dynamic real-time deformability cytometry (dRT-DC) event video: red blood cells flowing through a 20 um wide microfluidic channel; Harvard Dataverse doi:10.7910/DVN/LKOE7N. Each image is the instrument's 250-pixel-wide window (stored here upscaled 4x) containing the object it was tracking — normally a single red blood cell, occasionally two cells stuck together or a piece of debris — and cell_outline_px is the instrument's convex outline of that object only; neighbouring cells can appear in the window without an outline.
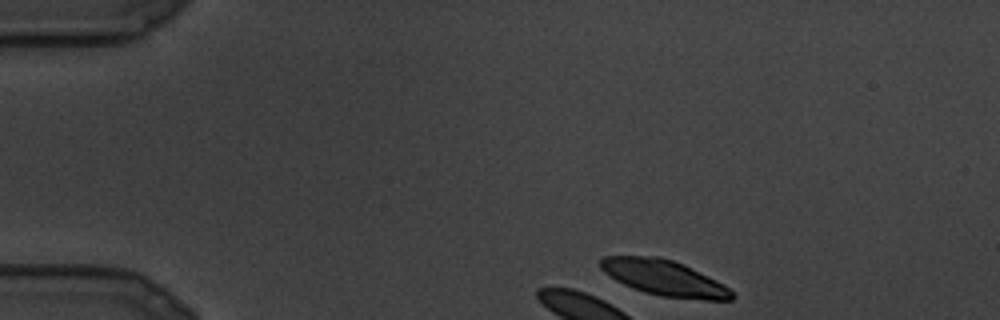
{"species": "common noctule bat (a hibernating species)", "species_latin": "Nyctalus noctula", "temperature_condition": "cold", "stored_images_in_passage": 23, "camera_frame_rate_fps": 3000, "um_per_image_px": 0.085, "animal": {"sex": "male", "body_mass_g": 19.5, "forearm_length_mm": 54.6}, "frame": {"image": 1, "passage_image": 1, "time_ms": 0.0, "image_size_px": [1000, 320], "cell_outline_px": [[736, 296], [732, 300], [704, 300], [660, 296], [644, 292], [632, 288], [616, 280], [604, 272], [600, 268], [600, 260], [604, 256], [660, 256], [672, 260], [716, 280], [724, 284]], "centroid_in_image_um": [56.45, 23.63], "position_along_channel_um": 28.6, "area_um2": 27.05}}